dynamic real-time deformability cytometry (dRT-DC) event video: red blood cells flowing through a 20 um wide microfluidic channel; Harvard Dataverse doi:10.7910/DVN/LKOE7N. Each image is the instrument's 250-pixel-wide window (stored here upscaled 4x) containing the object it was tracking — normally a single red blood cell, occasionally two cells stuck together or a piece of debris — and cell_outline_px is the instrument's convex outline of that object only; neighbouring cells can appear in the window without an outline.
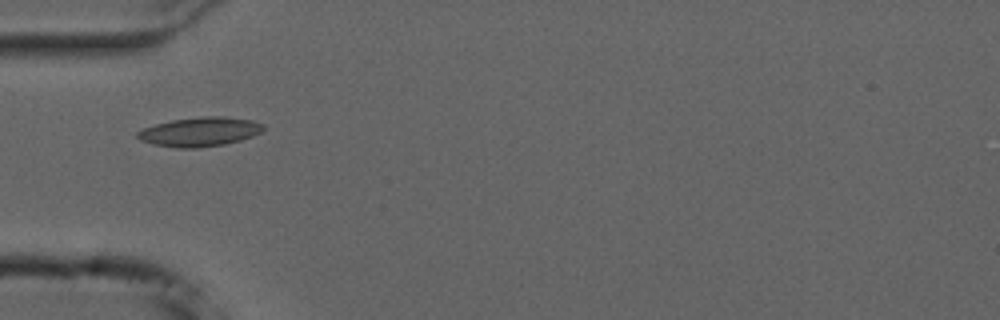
{"species": "common noctule bat (a hibernating species)", "species_latin": "Nyctalus noctula", "temperature_condition": "cold", "stored_images_in_passage": 32, "camera_frame_rate_fps": 3000, "um_per_image_px": 0.085, "animal": {"sex": "male", "forearm_length_mm": 52.5}, "frame": {"image": 1, "passage_image": 1, "time_ms": 0.0, "image_size_px": [1000, 320], "cell_outline_px": [[264, 128], [260, 132], [252, 136], [240, 140], [224, 144], [196, 148], [176, 148], [152, 144], [140, 140], [136, 136], [136, 132], [144, 128], [156, 124], [172, 120], [204, 116], [224, 116], [252, 120], [264, 124]], "centroid_in_image_um": [16.97, 11.2], "position_along_channel_um": 68.0, "area_um2": 21.39}}
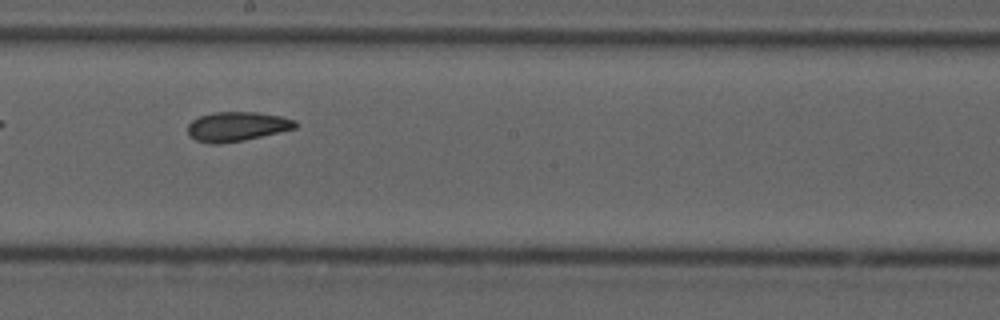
{"frame": {"image": 2, "passage_image": 14, "time_ms": 4.333, "image_size_px": [1000, 320], "cell_outline_px": [[296, 128], [244, 140], [220, 144], [212, 144], [196, 140], [188, 132], [188, 124], [192, 120], [200, 116], [212, 112], [256, 112], [280, 116], [296, 120]], "centroid_in_image_um": [20.13, 10.75], "position_along_channel_um": 228.1, "area_um2": 18.32}}
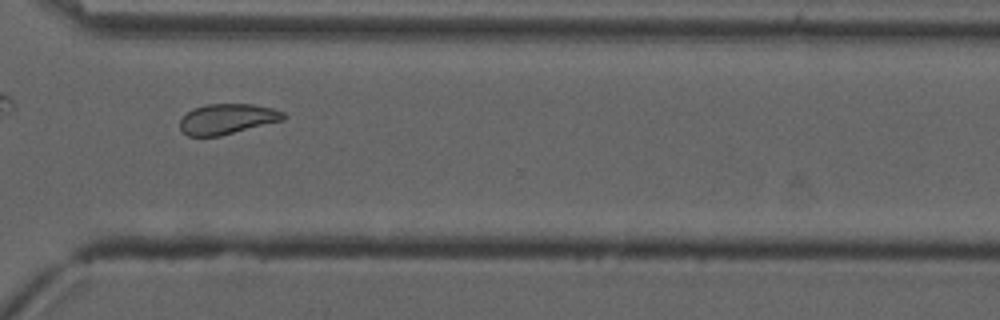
{"frame": {"image": 3, "passage_image": 24, "time_ms": 7.667, "image_size_px": [1000, 320], "cell_outline_px": [[288, 116], [284, 120], [220, 136], [188, 136], [180, 128], [180, 120], [192, 108], [208, 104], [252, 104], [272, 108], [284, 112]], "centroid_in_image_um": [19.34, 10.11], "position_along_channel_um": 351.3, "area_um2": 18.32}, "authors_computed_cell_mechanics": {"area_um2": 18.3226, "velocity_mm_per_s": 3.6973, "shape_relaxation_time_tau1_ms": 7.2125, "shape_relaxation_time_tau2_ms": 2.7653, "deformation_change_tau1": 0.1148, "deformation_change_tau2": 0.0799}}